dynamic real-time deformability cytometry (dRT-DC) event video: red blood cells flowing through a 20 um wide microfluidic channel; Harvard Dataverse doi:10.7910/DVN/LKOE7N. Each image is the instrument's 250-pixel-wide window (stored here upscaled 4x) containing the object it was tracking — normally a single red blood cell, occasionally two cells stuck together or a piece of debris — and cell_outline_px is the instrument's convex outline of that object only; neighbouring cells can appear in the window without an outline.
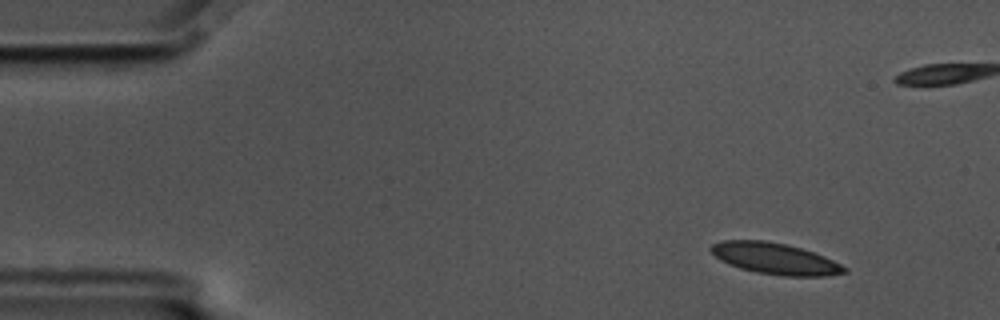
{"species": "common noctule bat (a hibernating species)", "species_latin": "Nyctalus noctula", "temperature_condition": "cold", "stored_images_in_passage": 57, "segment_of_instrument_passage": [1, 2], "camera_frame_rate_fps": 3000, "um_per_image_px": 0.085, "animal": {"sex": "male", "body_mass_g": 17.5, "forearm_length_mm": 52.3}, "frame": {"image": 1, "passage_image": 5, "time_ms": 1.333, "image_size_px": [1000, 320], "cell_outline_px": [[848, 272], [824, 276], [784, 276], [756, 272], [740, 268], [728, 264], [720, 260], [708, 248], [712, 244], [724, 240], [764, 240], [788, 244], [824, 256], [848, 268]], "centroid_in_image_um": [65.87, 21.98], "position_along_channel_um": 19.1, "area_um2": 24.28}}
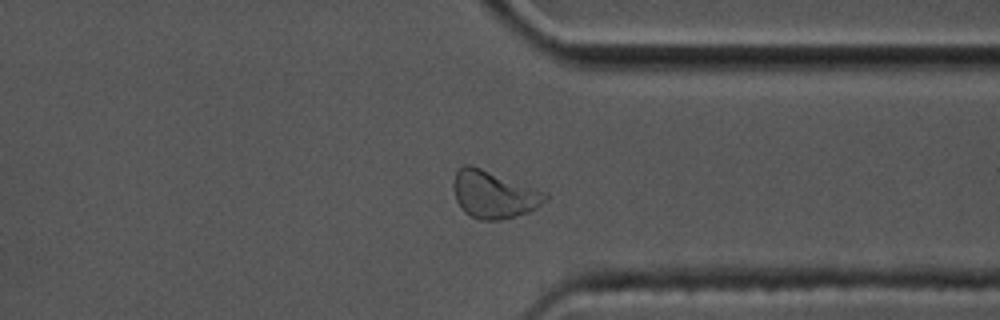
{"frame": {"image": 2, "passage_image": 43, "time_ms": 14.0, "image_size_px": [1000, 320], "cell_outline_px": [[548, 200], [536, 208], [528, 212], [500, 220], [480, 220], [464, 212], [456, 200], [452, 188], [452, 184], [456, 172], [464, 164], [468, 164], [480, 168], [548, 192]], "centroid_in_image_um": [41.98, 16.53], "position_along_channel_um": 369.4, "area_um2": 25.37}}
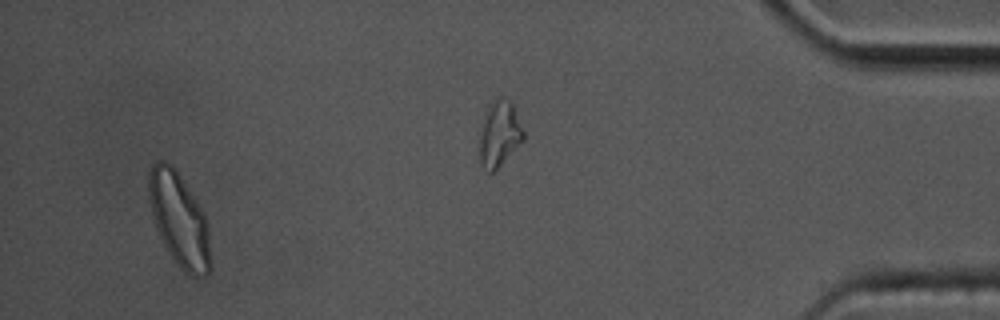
{"frame": {"image": 3, "passage_image": 54, "time_ms": 17.667, "image_size_px": [1000, 320], "cell_outline_px": [[212, 268], [204, 276], [188, 276], [180, 268], [168, 252], [156, 228], [152, 216], [148, 200], [148, 176], [152, 164], [156, 160], [164, 160], [176, 172], [196, 200], [204, 216], [208, 228], [212, 264]], "centroid_in_image_um": [15.22, 18.72], "position_along_channel_um": 420.0, "area_um2": 33.47}}